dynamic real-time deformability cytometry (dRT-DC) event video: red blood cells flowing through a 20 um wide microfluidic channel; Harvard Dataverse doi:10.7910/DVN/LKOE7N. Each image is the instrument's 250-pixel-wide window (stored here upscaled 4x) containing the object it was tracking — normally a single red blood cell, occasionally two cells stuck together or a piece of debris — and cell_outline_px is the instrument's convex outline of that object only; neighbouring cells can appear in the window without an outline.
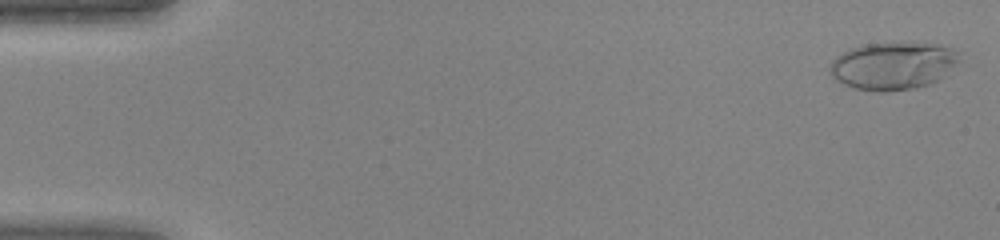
{"species": "human", "species_latin": "Homo sapiens", "temperature_condition": "warm", "stored_images_in_passage": 46, "camera_frame_rate_fps": 3000, "um_per_image_px": 0.085, "donor": {"sex": "female"}, "frame": {"image": 1, "passage_image": 2, "time_ms": 0.333, "image_size_px": [1000, 240], "cell_outline_px": [[960, 60], [956, 64], [936, 80], [928, 84], [916, 88], [884, 92], [876, 92], [856, 88], [844, 84], [836, 80], [832, 76], [828, 68], [832, 60], [836, 56], [852, 48], [864, 44], [928, 44], [948, 48], [956, 52]], "centroid_in_image_um": [75.83, 5.62], "position_along_channel_um": 9.2, "area_um2": 35.03}}
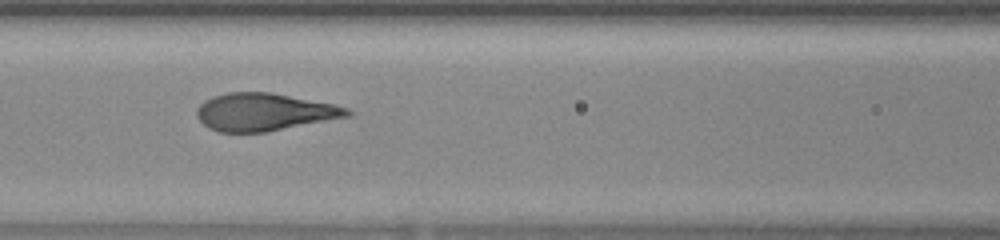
{"frame": {"image": 2, "passage_image": 21, "time_ms": 6.667, "image_size_px": [1000, 240], "cell_outline_px": [[352, 116], [264, 132], [220, 132], [208, 128], [196, 116], [196, 108], [204, 100], [212, 96], [228, 92], [268, 92], [332, 104], [348, 108], [352, 112]], "centroid_in_image_um": [22.42, 9.52], "position_along_channel_um": 144.2, "area_um2": 32.77}}
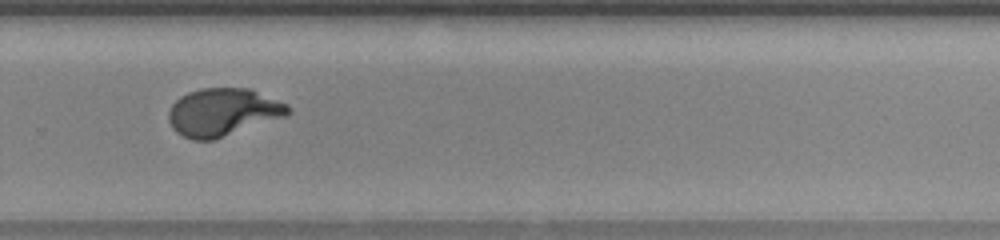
{"frame": {"image": 3, "passage_image": 32, "time_ms": 10.333, "image_size_px": [1000, 240], "cell_outline_px": [[292, 112], [288, 116], [212, 140], [192, 140], [176, 132], [172, 128], [168, 120], [168, 112], [172, 104], [180, 96], [188, 92], [200, 88], [252, 88], [288, 104], [292, 108]], "centroid_in_image_um": [18.98, 9.52], "position_along_channel_um": 310.8, "area_um2": 33.64}}